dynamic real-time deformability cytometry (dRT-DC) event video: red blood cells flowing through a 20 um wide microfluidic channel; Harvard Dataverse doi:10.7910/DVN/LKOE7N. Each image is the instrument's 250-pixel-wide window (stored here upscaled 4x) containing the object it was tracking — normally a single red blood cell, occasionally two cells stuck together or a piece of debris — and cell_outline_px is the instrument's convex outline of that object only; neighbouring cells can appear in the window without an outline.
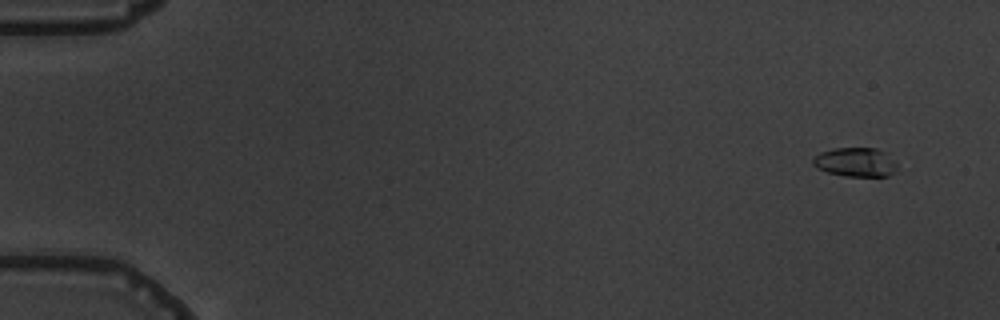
{"species": "common noctule bat (a hibernating species)", "species_latin": "Nyctalus noctula", "temperature_condition": "warm", "stored_images_in_passage": 5, "camera_frame_rate_fps": 3000, "um_per_image_px": 0.085, "animal": {"sex": "male", "body_mass_g": 19.5, "forearm_length_mm": 54.6}, "frame": {"image": 1, "passage_image": 1, "time_ms": 0.0, "image_size_px": [1000, 320], "cell_outline_px": [[896, 172], [888, 176], [844, 176], [828, 172], [816, 168], [812, 164], [812, 160], [820, 152], [832, 148], [876, 148], [888, 152], [896, 164]], "centroid_in_image_um": [72.73, 13.78], "position_along_channel_um": 12.3, "area_um2": 14.45}}